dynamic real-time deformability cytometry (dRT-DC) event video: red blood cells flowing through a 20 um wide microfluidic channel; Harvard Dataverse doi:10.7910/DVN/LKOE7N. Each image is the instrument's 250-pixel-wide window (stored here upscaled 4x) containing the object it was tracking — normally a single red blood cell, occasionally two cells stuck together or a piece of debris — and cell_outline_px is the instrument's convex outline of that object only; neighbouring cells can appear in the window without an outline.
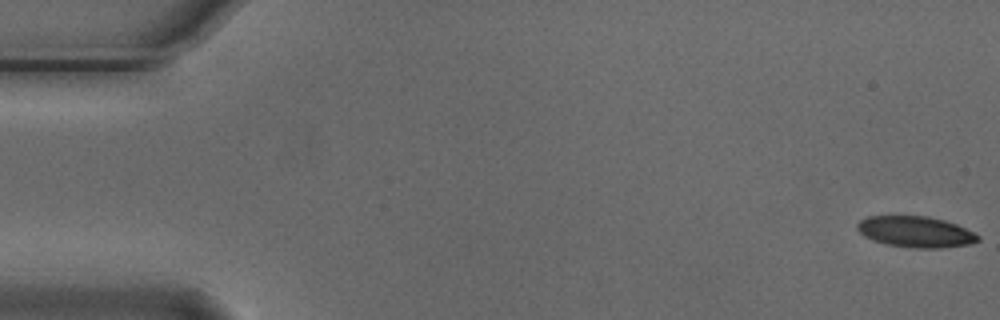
{"species": "Egyptian fruit bat (a non-hibernating species)", "species_latin": "Rousettus aegyptiacus", "temperature_condition": "cold", "stored_images_in_passage": 5, "camera_frame_rate_fps": 3000, "um_per_image_px": 0.085, "animal": {"sex": "male"}, "frame": {"image": 1, "passage_image": 1, "time_ms": 0.0, "image_size_px": [1000, 320], "cell_outline_px": [[980, 240], [968, 244], [940, 248], [916, 248], [888, 244], [872, 240], [864, 236], [856, 228], [856, 224], [860, 220], [868, 216], [928, 216], [944, 220], [956, 224], [980, 236]], "centroid_in_image_um": [77.8, 19.7], "position_along_channel_um": 7.2, "area_um2": 21.68}}
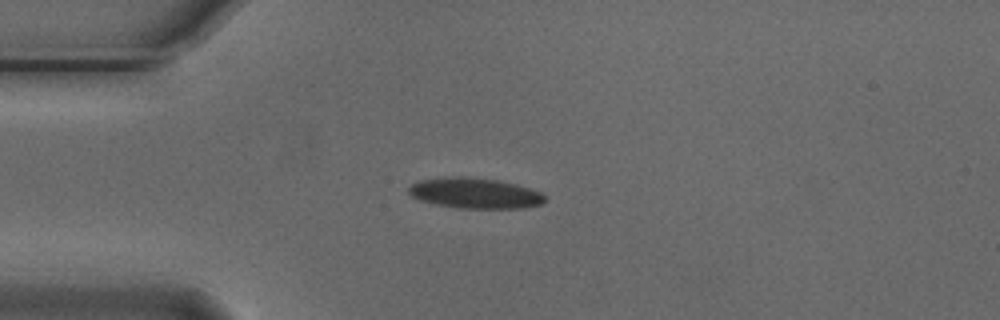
{"frame": {"image": 2, "passage_image": 5, "time_ms": 1.333, "image_size_px": [1000, 320], "cell_outline_px": [[544, 204], [524, 208], [456, 208], [436, 204], [420, 200], [412, 196], [408, 192], [408, 188], [412, 184], [420, 180], [460, 176], [496, 180], [516, 184], [540, 192], [544, 196]], "centroid_in_image_um": [40.37, 16.43], "position_along_channel_um": 44.6, "area_um2": 23.99}}